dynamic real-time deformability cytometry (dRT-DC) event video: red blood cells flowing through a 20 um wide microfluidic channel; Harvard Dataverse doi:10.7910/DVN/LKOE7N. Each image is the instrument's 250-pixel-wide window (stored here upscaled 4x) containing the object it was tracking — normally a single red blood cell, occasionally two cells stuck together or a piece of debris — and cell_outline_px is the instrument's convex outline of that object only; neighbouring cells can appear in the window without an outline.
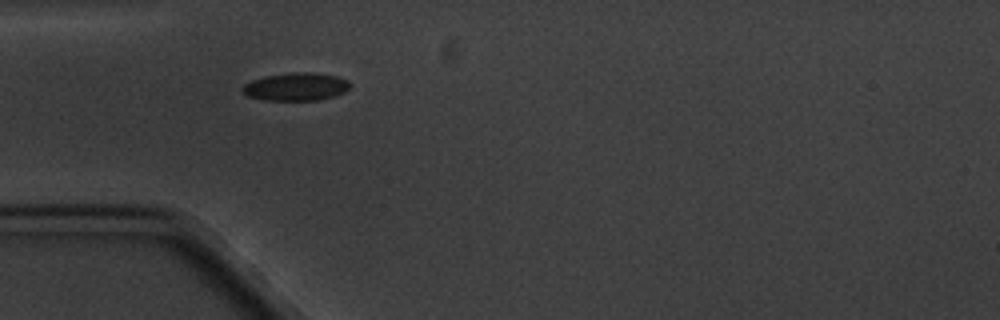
{"species": "common noctule bat (a hibernating species)", "species_latin": "Nyctalus noctula", "temperature_condition": "cold", "stored_images_in_passage": 2, "camera_frame_rate_fps": 3000, "um_per_image_px": 0.085, "animal": {"sex": "male", "body_mass_g": 20.1, "forearm_length_mm": 53.5}, "frame": {"image": 1, "passage_image": 1, "time_ms": 0.0, "image_size_px": [1000, 320], "cell_outline_px": [[352, 84], [344, 92], [332, 96], [316, 100], [264, 100], [248, 96], [240, 88], [244, 84], [252, 80], [264, 76], [292, 72], [312, 72], [336, 76], [348, 80]], "centroid_in_image_um": [25.14, 7.36], "position_along_channel_um": 59.9, "area_um2": 17.46}}